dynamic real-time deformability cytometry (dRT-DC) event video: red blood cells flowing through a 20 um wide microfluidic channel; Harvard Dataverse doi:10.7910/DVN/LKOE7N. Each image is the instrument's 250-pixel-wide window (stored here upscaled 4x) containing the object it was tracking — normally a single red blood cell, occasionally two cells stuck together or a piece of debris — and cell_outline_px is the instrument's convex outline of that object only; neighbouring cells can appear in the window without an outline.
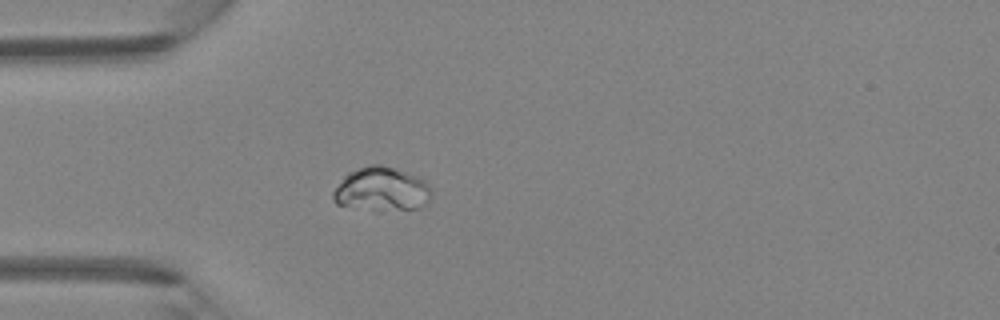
{"species": "Egyptian fruit bat (a non-hibernating species)", "species_latin": "Rousettus aegyptiacus", "temperature_condition": "room temperature", "stored_images_in_passage": 34, "camera_frame_rate_fps": 3000, "um_per_image_px": 0.085, "animal": {"sex": "female"}, "frame": {"image": 1, "passage_image": 1, "time_ms": 0.0, "image_size_px": [1000, 320], "cell_outline_px": [[432, 192], [428, 200], [420, 208], [372, 208], [336, 204], [332, 196], [332, 192], [344, 176], [348, 172], [372, 164], [380, 164], [392, 168], [424, 180], [428, 184]], "centroid_in_image_um": [32.41, 16.05], "position_along_channel_um": 52.6, "area_um2": 24.04}}
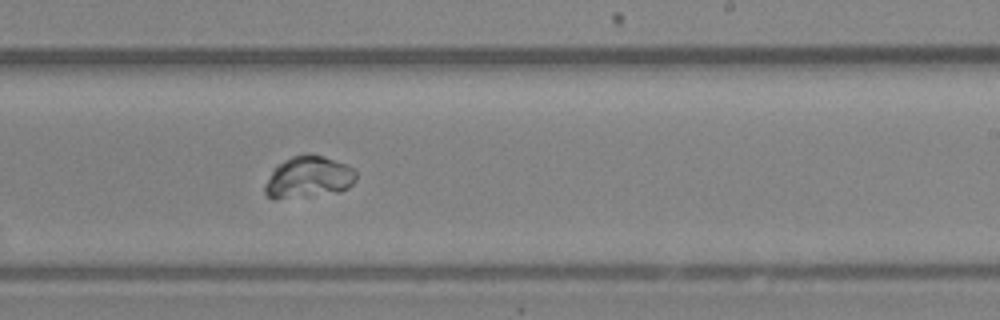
{"frame": {"image": 2, "passage_image": 16, "time_ms": 5.0, "image_size_px": [1000, 320], "cell_outline_px": [[356, 180], [348, 188], [340, 192], [308, 196], [272, 200], [264, 192], [264, 184], [272, 168], [284, 160], [292, 156], [304, 152], [308, 152], [344, 164], [352, 168], [356, 172]], "centroid_in_image_um": [26.17, 15.06], "position_along_channel_um": 262.8, "area_um2": 22.43}}
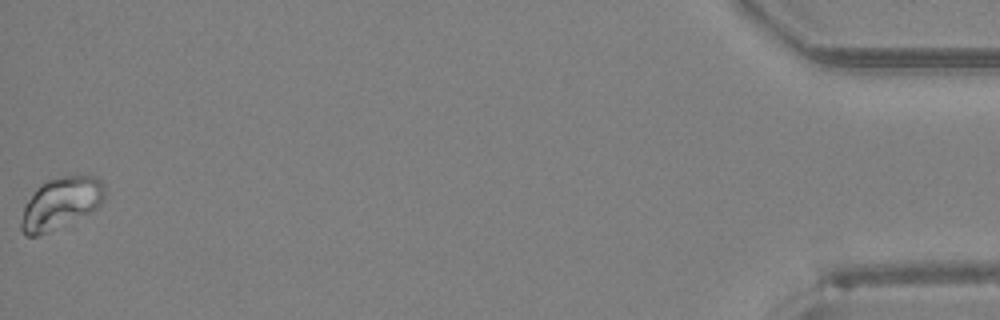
{"frame": {"image": 3, "passage_image": 34, "time_ms": 11.0, "image_size_px": [1000, 320], "cell_outline_px": [[104, 200], [92, 212], [36, 236], [28, 236], [20, 228], [20, 224], [24, 208], [28, 200], [40, 184], [48, 180], [64, 176], [96, 176], [100, 180], [104, 188]], "centroid_in_image_um": [5.17, 17.25], "position_along_channel_um": 430.0, "area_um2": 24.51}}